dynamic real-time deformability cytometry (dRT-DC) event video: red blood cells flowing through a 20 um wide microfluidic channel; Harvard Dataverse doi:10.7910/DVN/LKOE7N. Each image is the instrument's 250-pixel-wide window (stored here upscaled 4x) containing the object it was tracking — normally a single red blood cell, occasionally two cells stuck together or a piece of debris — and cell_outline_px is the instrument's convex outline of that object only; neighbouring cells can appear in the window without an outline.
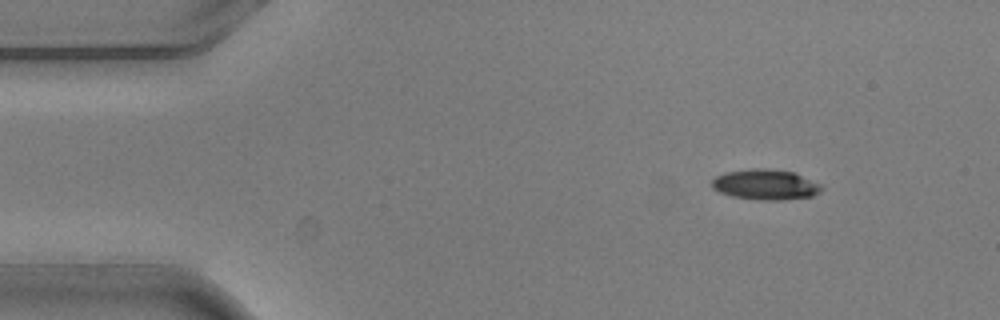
{"species": "common noctule bat (a hibernating species)", "species_latin": "Nyctalus noctula", "temperature_condition": "warm", "stored_images_in_passage": 4, "camera_frame_rate_fps": 3000, "um_per_image_px": 0.085, "animal": {"sex": "male", "body_mass_g": 20.5, "forearm_length_mm": 52.5}, "frame": {"image": 1, "passage_image": 1, "time_ms": 0.0, "image_size_px": [1000, 320], "cell_outline_px": [[824, 188], [820, 192], [812, 196], [780, 200], [760, 200], [732, 196], [720, 192], [712, 188], [712, 180], [716, 176], [728, 172], [748, 168], [768, 168], [796, 172], [820, 184]], "centroid_in_image_um": [65.09, 15.68], "position_along_channel_um": 19.9, "area_um2": 19.54}}
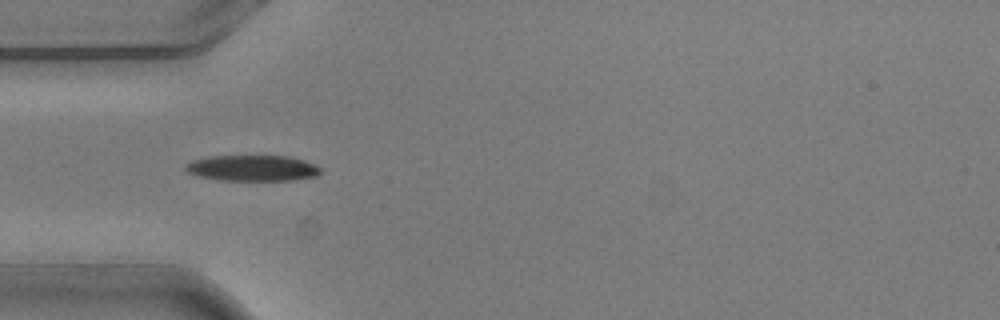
{"frame": {"image": 2, "passage_image": 4, "time_ms": 1.0, "image_size_px": [1000, 320], "cell_outline_px": [[320, 172], [316, 176], [292, 180], [220, 180], [196, 176], [188, 172], [184, 168], [184, 164], [192, 160], [208, 156], [288, 156], [304, 160], [320, 168]], "centroid_in_image_um": [21.39, 14.28], "position_along_channel_um": 63.6, "area_um2": 20.35}}